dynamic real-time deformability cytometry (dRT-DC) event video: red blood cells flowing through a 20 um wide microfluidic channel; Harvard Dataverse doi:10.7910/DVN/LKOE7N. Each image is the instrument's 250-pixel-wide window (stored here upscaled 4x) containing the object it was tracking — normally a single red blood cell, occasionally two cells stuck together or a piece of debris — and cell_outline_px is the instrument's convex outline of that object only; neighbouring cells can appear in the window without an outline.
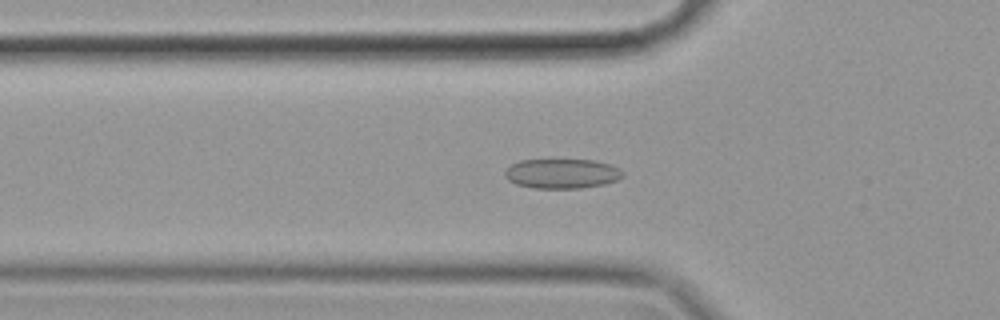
{"species": "common noctule bat (a hibernating species)", "species_latin": "Nyctalus noctula", "temperature_condition": "cold", "stored_images_in_passage": 55, "camera_frame_rate_fps": 3000, "um_per_image_px": 0.085, "animal": {"sex": "female", "body_mass_g": 19.9}, "frame": {"image": 1, "passage_image": 17, "time_ms": 5.333, "image_size_px": [1000, 320], "cell_outline_px": [[624, 176], [616, 180], [604, 184], [580, 188], [532, 188], [516, 184], [508, 180], [504, 176], [504, 168], [520, 160], [596, 160], [612, 164], [620, 168], [624, 172]], "centroid_in_image_um": [47.76, 14.75], "position_along_channel_um": 78.0, "area_um2": 20.63}}
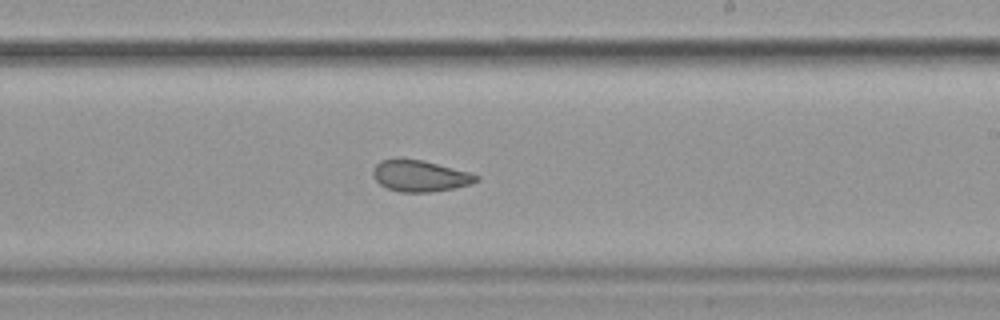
{"frame": {"image": 2, "passage_image": 32, "time_ms": 10.333, "image_size_px": [1000, 320], "cell_outline_px": [[480, 180], [468, 184], [452, 188], [428, 192], [400, 192], [388, 188], [380, 184], [372, 176], [372, 168], [380, 160], [424, 160], [468, 172], [480, 176]], "centroid_in_image_um": [35.68, 14.96], "position_along_channel_um": 253.3, "area_um2": 18.5}}
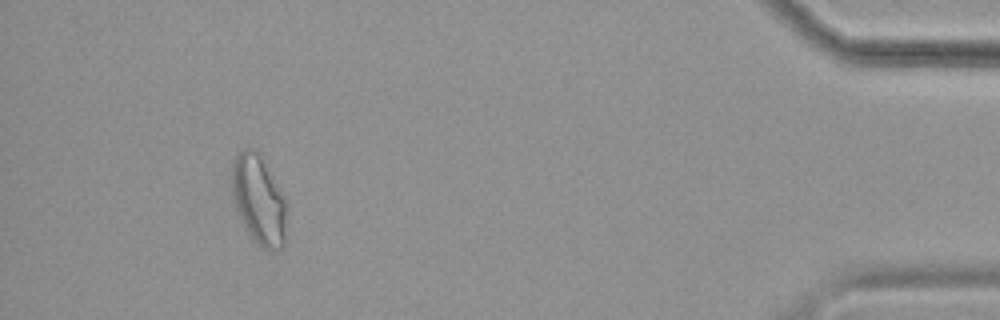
{"frame": {"image": 3, "passage_image": 51, "time_ms": 16.667, "image_size_px": [1000, 320], "cell_outline_px": [[284, 244], [280, 248], [272, 252], [260, 248], [248, 232], [236, 208], [232, 192], [232, 160], [240, 148], [252, 148], [260, 152], [284, 200]], "centroid_in_image_um": [21.94, 16.95], "position_along_channel_um": 413.3, "area_um2": 27.98}, "authors_computed_cell_mechanics": {"area_um2": 21.964, "velocity_mm_per_s": 3.5137, "shape_relaxation_time_tau1_ms": null, "shape_relaxation_time_tau2_ms": 2.2937, "deformation_change_tau1": null, "deformation_change_tau2": 0.069}}